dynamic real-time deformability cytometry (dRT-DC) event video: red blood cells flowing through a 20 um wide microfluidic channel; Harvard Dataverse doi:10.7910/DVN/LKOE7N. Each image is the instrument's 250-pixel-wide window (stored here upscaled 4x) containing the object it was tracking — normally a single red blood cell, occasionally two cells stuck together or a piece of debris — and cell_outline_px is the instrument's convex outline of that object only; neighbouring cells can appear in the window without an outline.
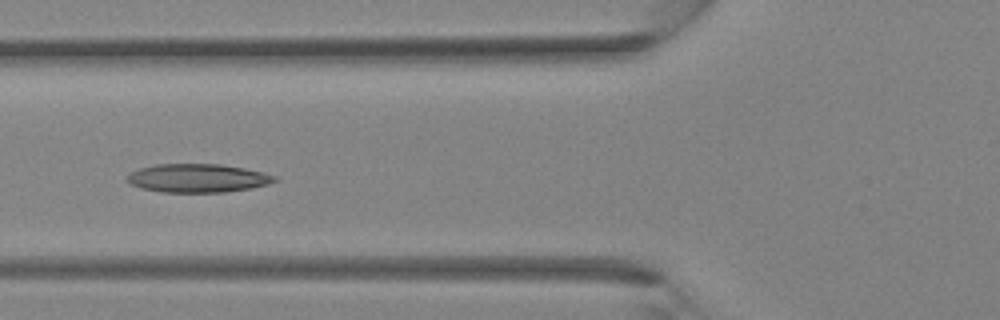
{"species": "Egyptian fruit bat (a non-hibernating species)", "species_latin": "Rousettus aegyptiacus", "temperature_condition": "room temperature", "stored_images_in_passage": 36, "camera_frame_rate_fps": 3000, "um_per_image_px": 0.085, "animal": {"sex": "female"}, "frame": {"image": 1, "passage_image": 14, "time_ms": 4.333, "image_size_px": [1000, 320], "cell_outline_px": [[276, 180], [268, 184], [252, 188], [224, 192], [160, 192], [144, 188], [132, 184], [124, 180], [132, 172], [140, 168], [156, 164], [220, 164], [244, 168], [276, 176]], "centroid_in_image_um": [16.8, 15.14], "position_along_channel_um": 109.0, "area_um2": 24.28}}
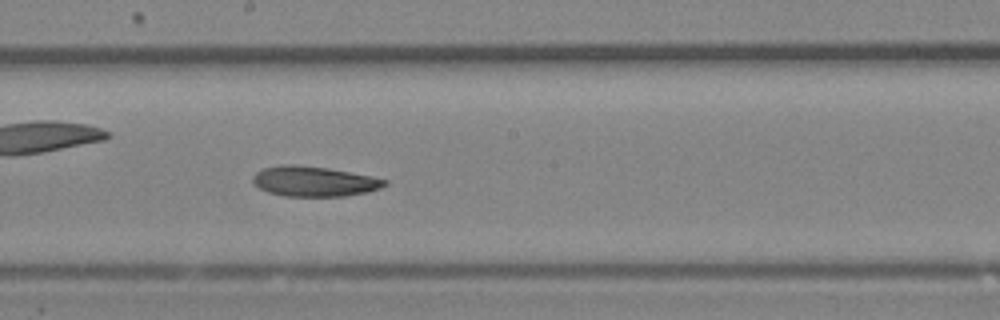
{"frame": {"image": 2, "passage_image": 20, "time_ms": 6.333, "image_size_px": [1000, 320], "cell_outline_px": [[388, 184], [380, 188], [368, 192], [344, 196], [284, 196], [268, 192], [260, 188], [252, 180], [252, 176], [256, 172], [264, 168], [284, 164], [296, 164], [328, 168], [372, 176], [388, 180]], "centroid_in_image_um": [26.72, 15.41], "position_along_channel_um": 221.5, "area_um2": 23.18}}
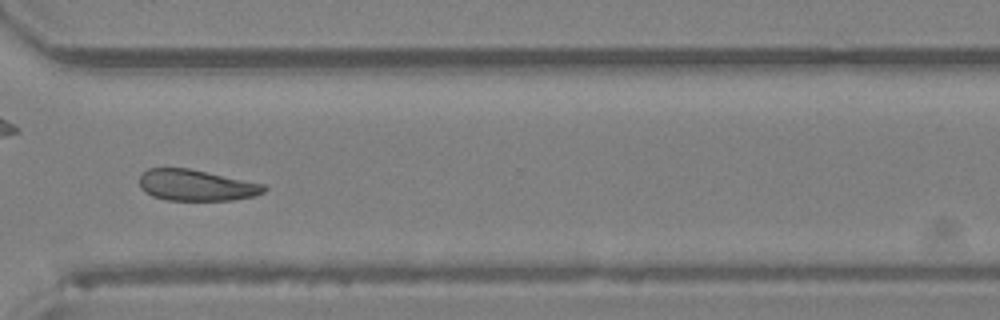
{"frame": {"image": 3, "passage_image": 27, "time_ms": 8.667, "image_size_px": [1000, 320], "cell_outline_px": [[268, 188], [264, 192], [252, 196], [232, 200], [164, 200], [152, 196], [144, 192], [140, 188], [140, 176], [148, 168], [188, 168], [264, 184]], "centroid_in_image_um": [16.65, 15.75], "position_along_channel_um": 353.9, "area_um2": 22.54}}